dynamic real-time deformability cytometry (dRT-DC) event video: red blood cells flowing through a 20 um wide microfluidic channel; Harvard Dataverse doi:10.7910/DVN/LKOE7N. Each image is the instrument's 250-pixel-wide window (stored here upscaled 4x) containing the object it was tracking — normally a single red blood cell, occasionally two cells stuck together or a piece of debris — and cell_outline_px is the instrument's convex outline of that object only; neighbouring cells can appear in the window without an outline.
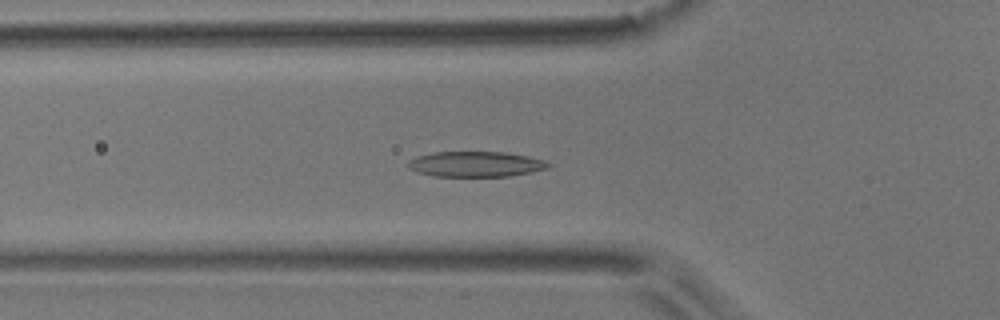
{"species": "common noctule bat (a hibernating species)", "species_latin": "Nyctalus noctula", "temperature_condition": "room temperature", "stored_images_in_passage": 41, "camera_frame_rate_fps": 3000, "um_per_image_px": 0.085, "animal": {"sex": "male", "body_mass_g": 17.9}, "frame": {"image": 1, "passage_image": 7, "time_ms": 2.0, "image_size_px": [1000, 320], "cell_outline_px": [[552, 164], [548, 168], [532, 172], [508, 176], [432, 176], [416, 172], [408, 168], [408, 160], [416, 156], [432, 152], [504, 152], [528, 156], [544, 160]], "centroid_in_image_um": [40.41, 13.95], "position_along_channel_um": 85.4, "area_um2": 20.87}}
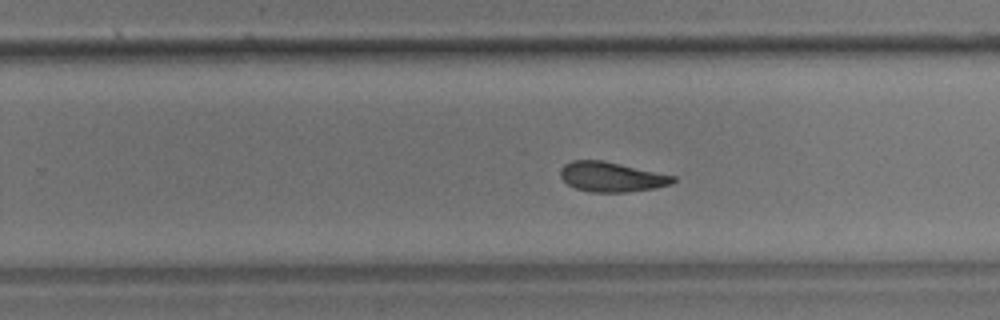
{"frame": {"image": 2, "passage_image": 22, "time_ms": 7.0, "image_size_px": [1000, 320], "cell_outline_px": [[676, 180], [672, 184], [656, 188], [628, 192], [592, 192], [576, 188], [568, 184], [560, 176], [560, 168], [564, 164], [572, 160], [604, 160], [676, 176]], "centroid_in_image_um": [52.0, 15.03], "position_along_channel_um": 277.8, "area_um2": 19.71}}
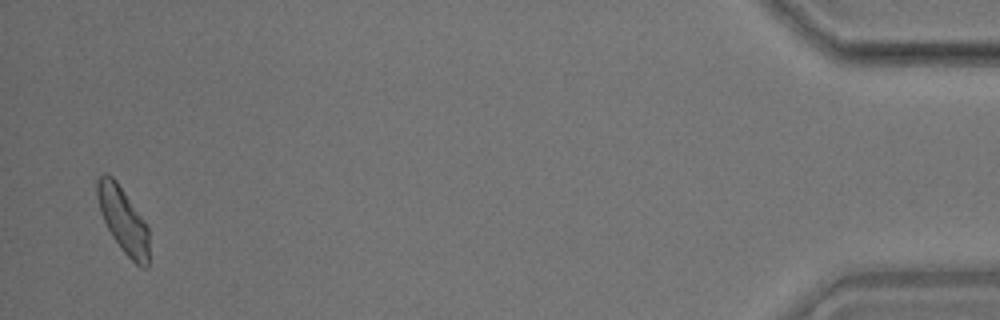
{"frame": {"image": 3, "passage_image": 40, "time_ms": 13.0, "image_size_px": [1000, 320], "cell_outline_px": [[148, 268], [144, 268], [136, 264], [124, 252], [112, 236], [100, 212], [96, 196], [96, 180], [104, 172], [112, 176], [116, 180], [148, 224]], "centroid_in_image_um": [10.46, 18.66], "position_along_channel_um": 424.7, "area_um2": 19.88}, "authors_computed_cell_mechanics": {"area_um2": 19.941, "velocity_mm_per_s": 3.839, "shape_relaxation_time_tau1_ms": 4.1129, "shape_relaxation_time_tau2_ms": 2.9644, "deformation_change_tau1": 0.1475, "deformation_change_tau2": 0.0985}}